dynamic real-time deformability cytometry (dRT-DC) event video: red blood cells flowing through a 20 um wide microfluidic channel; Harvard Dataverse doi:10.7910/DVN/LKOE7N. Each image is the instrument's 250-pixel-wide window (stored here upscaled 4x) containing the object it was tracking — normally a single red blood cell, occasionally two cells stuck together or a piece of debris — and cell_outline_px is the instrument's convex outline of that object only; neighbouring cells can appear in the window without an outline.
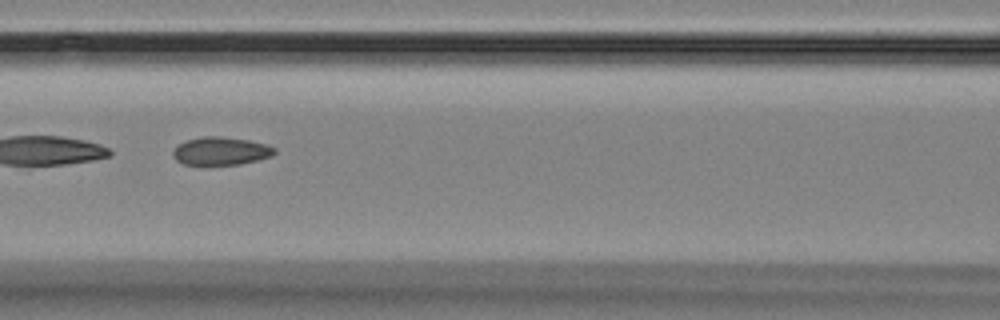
{"species": "Egyptian fruit bat (a non-hibernating species)", "species_latin": "Rousettus aegyptiacus", "temperature_condition": "room temperature", "stored_images_in_passage": 9, "segment_of_instrument_passage": [2, 2], "camera_frame_rate_fps": 3000, "um_per_image_px": 0.085, "animal": {"sex": "female"}, "frame": {"image": 1, "passage_image": 8, "time_ms": 7.667, "image_size_px": [1000, 320], "cell_outline_px": [[276, 152], [272, 156], [240, 164], [184, 164], [176, 160], [172, 156], [172, 152], [180, 144], [188, 140], [200, 136], [220, 136], [248, 140], [264, 144], [276, 148]], "centroid_in_image_um": [18.78, 12.83], "position_along_channel_um": 147.8, "area_um2": 16.36}}
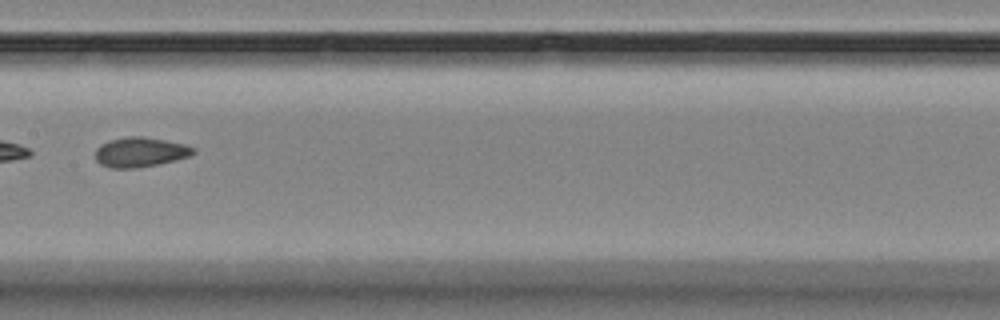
{"frame": {"image": 2, "passage_image": 9, "time_ms": 9.0, "image_size_px": [1000, 320], "cell_outline_px": [[196, 152], [188, 156], [156, 164], [136, 168], [108, 168], [100, 164], [96, 160], [96, 148], [100, 144], [108, 140], [128, 136], [140, 136], [164, 140], [184, 144], [196, 148]], "centroid_in_image_um": [11.87, 12.92], "position_along_channel_um": 195.5, "area_um2": 16.88}}